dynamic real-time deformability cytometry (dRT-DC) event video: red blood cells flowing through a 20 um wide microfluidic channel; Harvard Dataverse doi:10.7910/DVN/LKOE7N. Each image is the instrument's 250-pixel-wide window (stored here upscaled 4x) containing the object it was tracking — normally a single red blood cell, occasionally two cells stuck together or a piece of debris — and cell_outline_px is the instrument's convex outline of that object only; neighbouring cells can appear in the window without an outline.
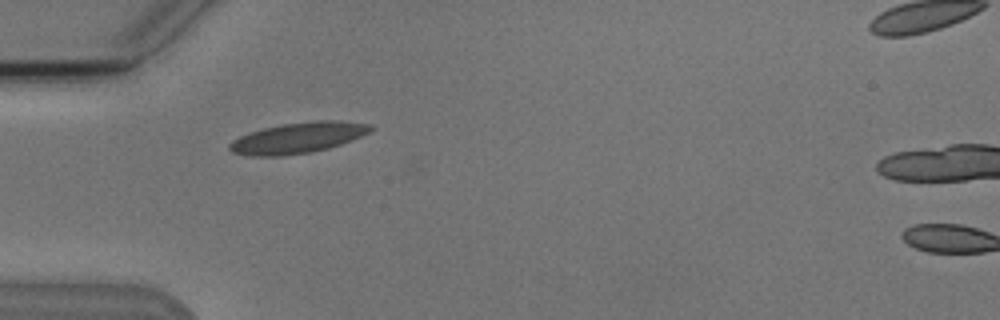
{"species": "Egyptian fruit bat (a non-hibernating species)", "species_latin": "Rousettus aegyptiacus", "temperature_condition": "cold", "stored_images_in_passage": 6, "camera_frame_rate_fps": 3000, "um_per_image_px": 0.085, "animal": {"sex": "male"}, "frame": {"image": 1, "passage_image": 1, "time_ms": 0.0, "image_size_px": [1000, 320], "cell_outline_px": [[376, 128], [352, 140], [328, 148], [312, 152], [280, 156], [252, 156], [232, 152], [228, 148], [228, 144], [232, 140], [240, 136], [264, 128], [280, 124], [312, 120], [340, 120], [372, 124]], "centroid_in_image_um": [25.35, 11.7], "position_along_channel_um": 59.7, "area_um2": 25.43}}
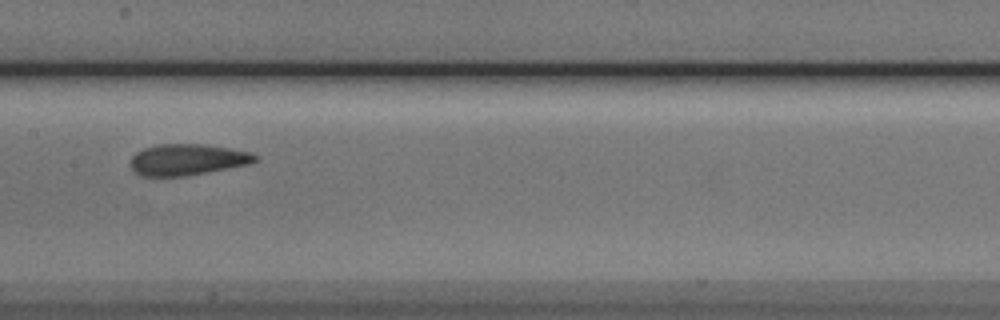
{"frame": {"image": 2, "passage_image": 4, "time_ms": 3.667, "image_size_px": [1000, 320], "cell_outline_px": [[260, 160], [248, 164], [228, 168], [184, 176], [140, 176], [132, 168], [132, 156], [136, 152], [144, 148], [156, 144], [204, 144], [228, 148], [248, 152], [256, 156]], "centroid_in_image_um": [15.91, 13.56], "position_along_channel_um": 191.5, "area_um2": 22.43}}
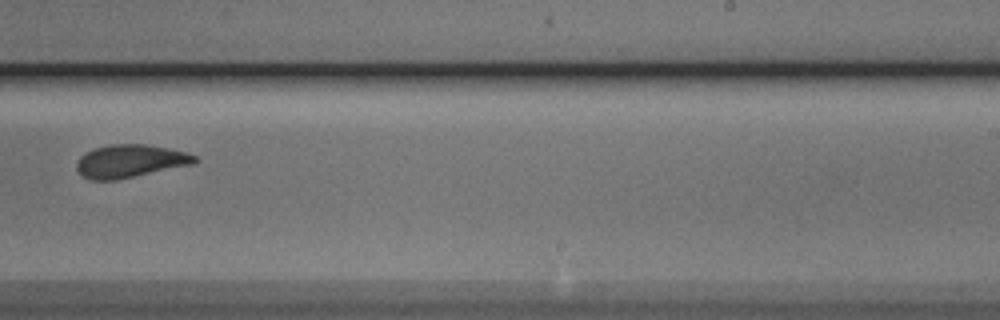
{"frame": {"image": 3, "passage_image": 6, "time_ms": 6.0, "image_size_px": [1000, 320], "cell_outline_px": [[200, 160], [192, 164], [116, 180], [88, 180], [76, 168], [76, 164], [80, 156], [84, 152], [92, 148], [108, 144], [144, 144], [168, 148], [184, 152], [196, 156]], "centroid_in_image_um": [11.02, 13.68], "position_along_channel_um": 278.0, "area_um2": 22.66}}